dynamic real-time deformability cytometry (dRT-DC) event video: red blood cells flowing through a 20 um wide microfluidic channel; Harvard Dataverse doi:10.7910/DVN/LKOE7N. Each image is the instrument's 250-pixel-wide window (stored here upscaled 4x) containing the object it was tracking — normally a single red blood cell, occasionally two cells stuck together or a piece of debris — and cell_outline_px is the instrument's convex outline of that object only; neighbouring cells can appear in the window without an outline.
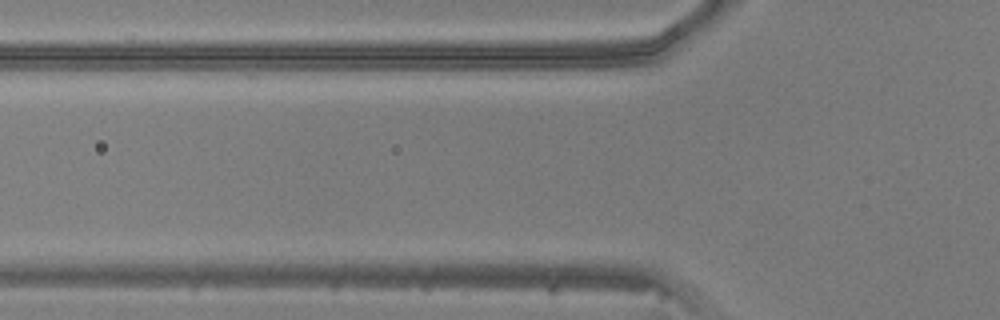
{"species": "common noctule bat (a hibernating species)", "species_latin": "Nyctalus noctula", "temperature_condition": "warm", "stored_images_in_passage": 5, "camera_frame_rate_fps": 3000, "um_per_image_px": 0.085, "animal": {"sex": "male", "body_mass_g": 20.5, "forearm_length_mm": 52.5}, "frame": {"image": 1, "passage_image": 5, "time_ms": 1.333, "image_size_px": [1000, 320], "cell_outline_px": [[612, 288], [476, 288], [468, 284], [500, 276], [548, 268], [572, 268], [608, 284]], "centroid_in_image_um": [46.2, 23.81], "position_along_channel_um": 79.6, "area_um2": 13.93}}